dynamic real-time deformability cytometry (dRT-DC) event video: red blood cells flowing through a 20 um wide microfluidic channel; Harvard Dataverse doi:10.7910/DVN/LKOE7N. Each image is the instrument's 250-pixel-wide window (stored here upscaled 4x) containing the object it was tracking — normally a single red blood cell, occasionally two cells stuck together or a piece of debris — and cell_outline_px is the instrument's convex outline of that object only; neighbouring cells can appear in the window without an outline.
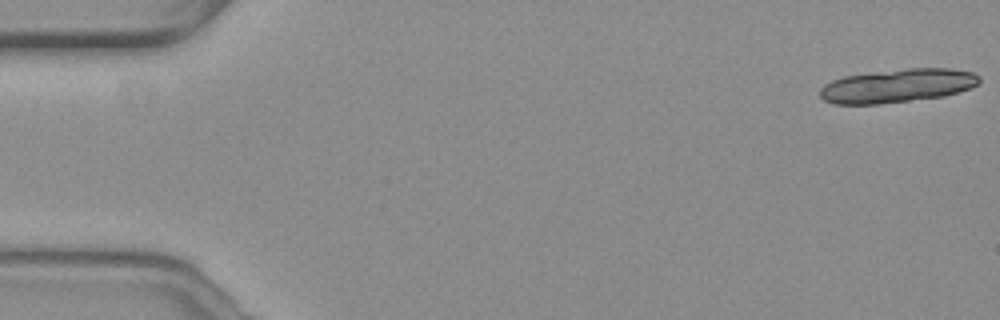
{"species": "common noctule bat (a hibernating species)", "species_latin": "Nyctalus noctula", "temperature_condition": "warm", "stored_images_in_passage": 58, "segment_of_instrument_passage": [1, 2], "camera_frame_rate_fps": 3000, "um_per_image_px": 0.085, "animal": {"sex": "female", "body_mass_g": 19.3, "forearm_length_mm": 54.1}, "frame": {"image": 1, "passage_image": 1, "time_ms": 0.0, "image_size_px": [1000, 320], "cell_outline_px": [[980, 80], [976, 84], [968, 88], [944, 96], [880, 104], [832, 104], [824, 100], [820, 96], [820, 88], [824, 84], [832, 80], [844, 76], [908, 68], [948, 68], [972, 72], [980, 76]], "centroid_in_image_um": [76.24, 7.29], "position_along_channel_um": 8.8, "area_um2": 30.98}}